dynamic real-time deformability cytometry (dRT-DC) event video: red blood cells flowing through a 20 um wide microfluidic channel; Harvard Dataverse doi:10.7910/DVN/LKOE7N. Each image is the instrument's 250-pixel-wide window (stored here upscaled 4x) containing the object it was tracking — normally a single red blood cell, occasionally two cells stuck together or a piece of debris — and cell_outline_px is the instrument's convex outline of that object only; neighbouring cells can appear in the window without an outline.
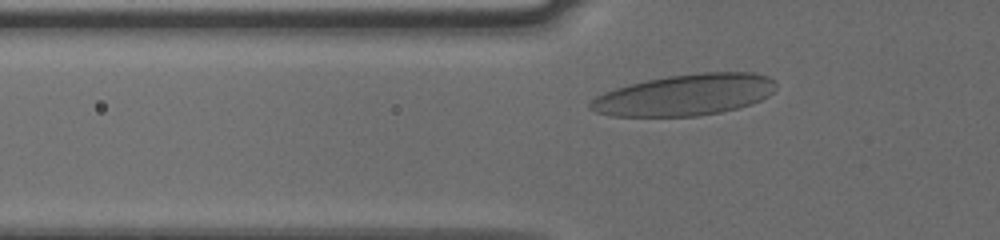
{"species": "human", "species_latin": "Homo sapiens", "temperature_condition": "cold", "stored_images_in_passage": 36, "camera_frame_rate_fps": 3000, "um_per_image_px": 0.085, "donor": {"sex": "male"}, "frame": {"image": 1, "passage_image": 8, "time_ms": 2.333, "image_size_px": [1000, 240], "cell_outline_px": [[776, 88], [768, 96], [752, 104], [720, 112], [696, 116], [612, 116], [596, 112], [588, 108], [588, 104], [596, 96], [604, 92], [628, 84], [644, 80], [668, 76], [700, 72], [752, 72], [768, 76], [776, 80]], "centroid_in_image_um": [58.22, 8.06], "position_along_channel_um": 67.6, "area_um2": 44.85}}
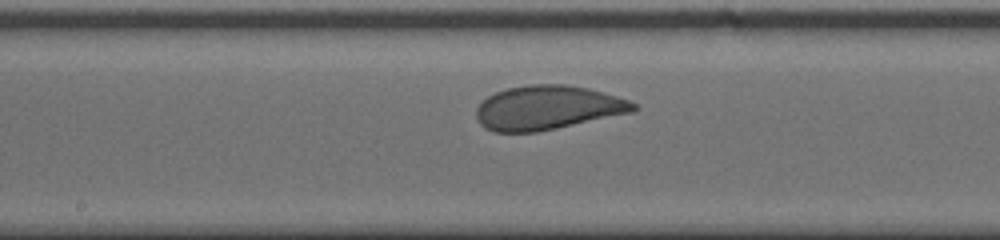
{"frame": {"image": 2, "passage_image": 19, "time_ms": 6.0, "image_size_px": [1000, 240], "cell_outline_px": [[640, 108], [632, 112], [556, 128], [536, 132], [492, 132], [484, 128], [480, 124], [476, 116], [476, 108], [488, 96], [496, 92], [508, 88], [532, 84], [568, 84], [588, 88], [604, 92], [628, 100], [636, 104]], "centroid_in_image_um": [46.54, 9.15], "position_along_channel_um": 201.7, "area_um2": 40.34}}
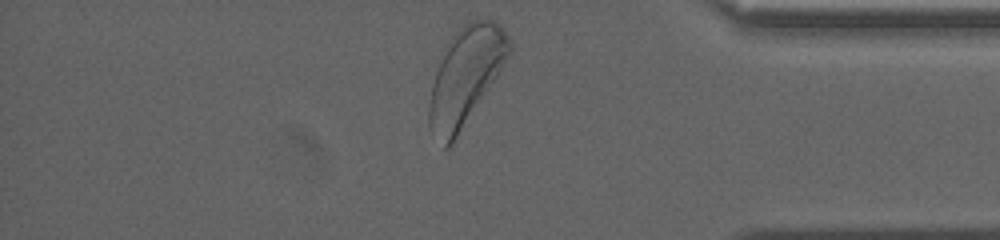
{"frame": {"image": 3, "passage_image": 36, "time_ms": 11.667, "image_size_px": [1000, 240], "cell_outline_px": [[512, 52], [452, 144], [448, 148], [444, 148], [428, 124], [428, 104], [432, 84], [436, 72], [452, 36], [468, 20], [492, 20], [500, 24], [512, 44]], "centroid_in_image_um": [39.59, 6.47], "position_along_channel_um": 395.6, "area_um2": 44.56}, "authors_computed_cell_mechanics": {"area_um2": 40.6334, "velocity_mm_per_s": 3.7446, "shape_relaxation_time_tau1_ms": 2.6524, "shape_relaxation_time_tau2_ms": null, "deformation_change_tau1": 0.1046, "deformation_change_tau2": null}}